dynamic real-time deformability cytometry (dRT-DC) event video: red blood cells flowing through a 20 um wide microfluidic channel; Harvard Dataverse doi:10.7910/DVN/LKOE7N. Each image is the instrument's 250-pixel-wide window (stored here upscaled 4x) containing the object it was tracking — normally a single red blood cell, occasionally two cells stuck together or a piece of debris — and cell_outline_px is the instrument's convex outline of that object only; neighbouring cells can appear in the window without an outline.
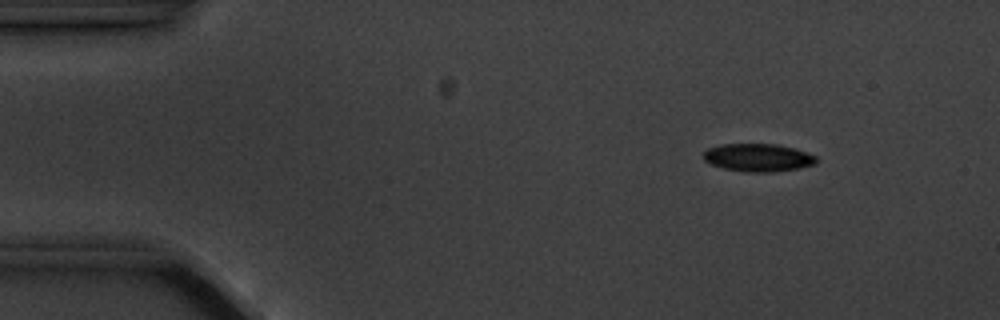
{"species": "common noctule bat (a hibernating species)", "species_latin": "Nyctalus noctula", "temperature_condition": "cold", "stored_images_in_passage": 9, "camera_frame_rate_fps": 3000, "um_per_image_px": 0.085, "animal": {"sex": "male", "body_mass_g": 20.1, "forearm_length_mm": 53.5}, "frame": {"image": 1, "passage_image": 1, "time_ms": 0.0, "image_size_px": [1000, 320], "cell_outline_px": [[816, 164], [800, 168], [772, 172], [744, 172], [724, 168], [712, 164], [704, 160], [704, 152], [708, 148], [720, 144], [776, 144], [796, 148], [816, 156]], "centroid_in_image_um": [64.46, 13.39], "position_along_channel_um": 20.5, "area_um2": 18.38}}